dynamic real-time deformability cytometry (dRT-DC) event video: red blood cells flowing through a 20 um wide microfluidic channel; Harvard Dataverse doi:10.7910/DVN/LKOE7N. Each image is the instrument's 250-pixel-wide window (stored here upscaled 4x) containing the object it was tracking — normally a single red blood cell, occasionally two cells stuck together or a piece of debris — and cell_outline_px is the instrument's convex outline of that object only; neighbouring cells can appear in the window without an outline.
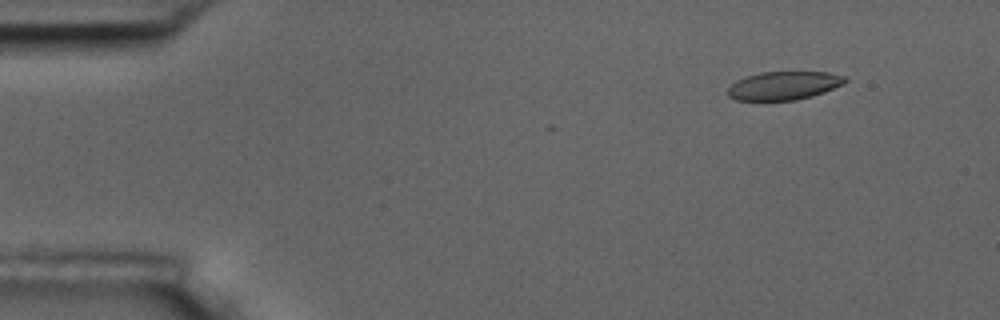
{"species": "common noctule bat (a hibernating species)", "species_latin": "Nyctalus noctula", "temperature_condition": "room temperature", "stored_images_in_passage": 5, "camera_frame_rate_fps": 3000, "um_per_image_px": 0.085, "animal": {"sex": "male", "body_mass_g": 17.5, "forearm_length_mm": 52.3}, "frame": {"image": 1, "passage_image": 2, "time_ms": 1.0, "image_size_px": [1000, 320], "cell_outline_px": [[848, 80], [844, 84], [824, 92], [812, 96], [796, 100], [736, 100], [728, 96], [728, 88], [736, 80], [744, 76], [760, 72], [828, 72], [844, 76]], "centroid_in_image_um": [66.62, 7.27], "position_along_channel_um": 18.4, "area_um2": 19.48}}
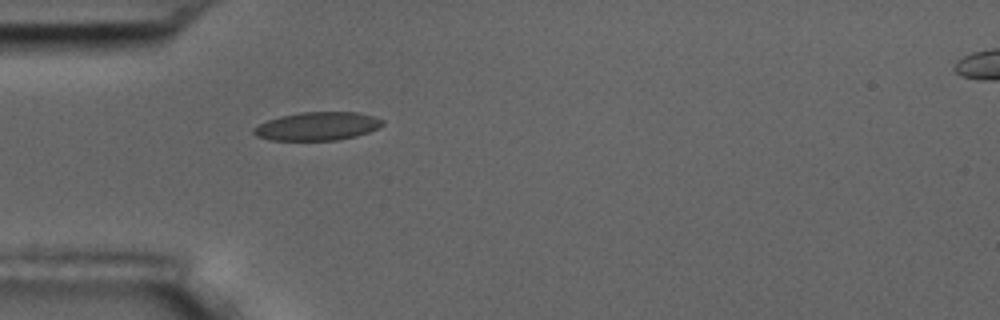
{"frame": {"image": 2, "passage_image": 5, "time_ms": 4.667, "image_size_px": [1000, 320], "cell_outline_px": [[384, 124], [368, 132], [356, 136], [336, 140], [272, 140], [256, 136], [252, 132], [252, 128], [268, 120], [280, 116], [300, 112], [356, 112], [372, 116], [384, 120]], "centroid_in_image_um": [26.96, 10.73], "position_along_channel_um": 58.0, "area_um2": 21.15}}